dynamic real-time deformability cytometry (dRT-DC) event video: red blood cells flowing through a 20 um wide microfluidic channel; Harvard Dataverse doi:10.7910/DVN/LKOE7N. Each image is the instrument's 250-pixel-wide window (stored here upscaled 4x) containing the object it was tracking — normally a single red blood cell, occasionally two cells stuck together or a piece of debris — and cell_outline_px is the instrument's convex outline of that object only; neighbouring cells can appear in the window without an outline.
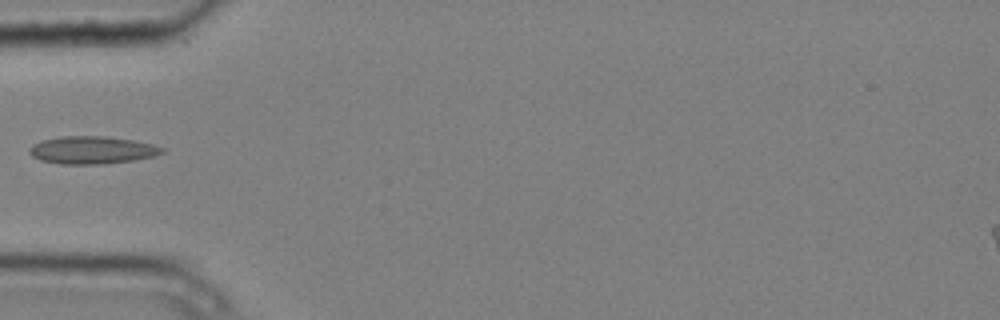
{"species": "common noctule bat (a hibernating species)", "species_latin": "Nyctalus noctula", "temperature_condition": "cold", "stored_images_in_passage": 3, "camera_frame_rate_fps": 3000, "um_per_image_px": 0.085, "animal": {"sex": "male", "body_mass_g": 20.4}, "frame": {"image": 1, "passage_image": 3, "time_ms": 0.667, "image_size_px": [1000, 320], "cell_outline_px": [[164, 152], [156, 156], [132, 160], [104, 164], [60, 164], [40, 160], [32, 156], [28, 152], [28, 148], [32, 144], [40, 140], [60, 136], [104, 136], [136, 140], [152, 144], [164, 148]], "centroid_in_image_um": [7.8, 12.75], "position_along_channel_um": 77.2, "area_um2": 21.62}}